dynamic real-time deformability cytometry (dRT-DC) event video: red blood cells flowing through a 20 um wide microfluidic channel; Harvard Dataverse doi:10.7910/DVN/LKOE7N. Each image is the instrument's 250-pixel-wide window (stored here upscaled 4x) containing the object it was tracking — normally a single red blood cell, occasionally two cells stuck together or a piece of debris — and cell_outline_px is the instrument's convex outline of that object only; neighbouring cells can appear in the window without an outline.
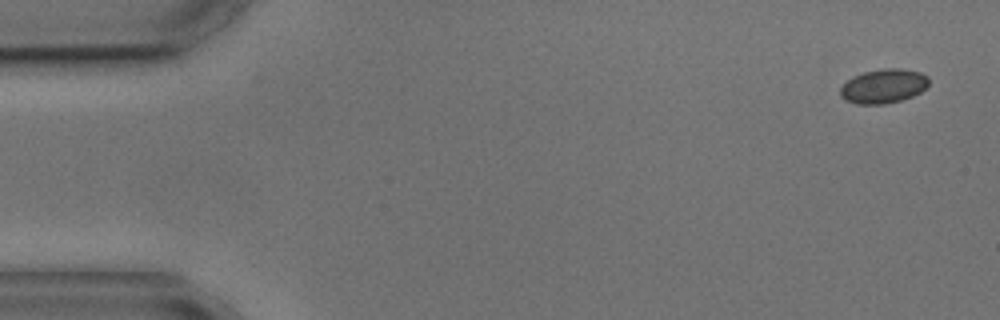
{"species": "common noctule bat (a hibernating species)", "species_latin": "Nyctalus noctula", "temperature_condition": "cold", "stored_images_in_passage": 5, "camera_frame_rate_fps": 3000, "um_per_image_px": 0.085, "animal": {"sex": "male", "body_mass_g": 17.9, "forearm_length_mm": 54.2}, "frame": {"image": 1, "passage_image": 1, "time_ms": 0.0, "image_size_px": [1000, 320], "cell_outline_px": [[928, 84], [920, 92], [912, 96], [900, 100], [884, 104], [860, 104], [844, 100], [840, 96], [840, 88], [852, 76], [864, 72], [884, 68], [900, 68], [920, 72], [928, 76]], "centroid_in_image_um": [75.08, 7.31], "position_along_channel_um": 9.9, "area_um2": 17.57}}
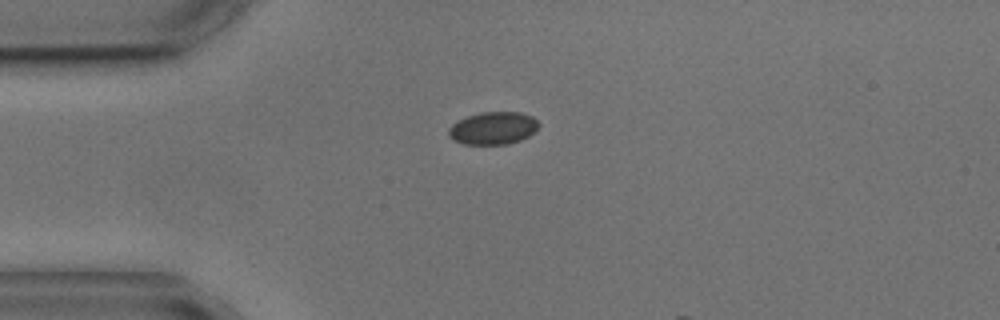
{"frame": {"image": 2, "passage_image": 4, "time_ms": 3.667, "image_size_px": [1000, 320], "cell_outline_px": [[540, 124], [528, 136], [520, 140], [508, 144], [464, 144], [452, 140], [448, 136], [448, 128], [452, 124], [468, 116], [480, 112], [520, 112], [532, 116]], "centroid_in_image_um": [41.89, 10.89], "position_along_channel_um": 43.1, "area_um2": 17.05}}